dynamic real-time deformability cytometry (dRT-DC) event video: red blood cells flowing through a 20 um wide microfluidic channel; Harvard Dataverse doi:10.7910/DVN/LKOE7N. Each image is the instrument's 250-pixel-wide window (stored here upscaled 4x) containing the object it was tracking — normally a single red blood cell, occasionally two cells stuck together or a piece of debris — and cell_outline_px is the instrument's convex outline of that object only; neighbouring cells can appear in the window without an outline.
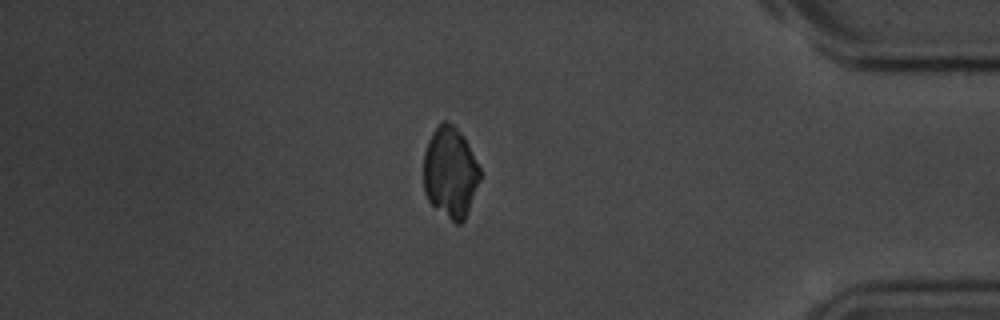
{"species": "common noctule bat (a hibernating species)", "species_latin": "Nyctalus noctula", "temperature_condition": "room temperature", "stored_images_in_passage": 40, "camera_frame_rate_fps": 3000, "um_per_image_px": 0.085, "animal": {"sex": "male", "body_mass_g": 20.1, "forearm_length_mm": 53.5}, "frame": {"image": 1, "passage_image": 32, "time_ms": 10.333, "image_size_px": [1000, 320], "cell_outline_px": [[480, 180], [468, 212], [464, 220], [460, 224], [456, 224], [432, 204], [428, 200], [424, 192], [424, 152], [428, 140], [432, 132], [440, 120], [448, 120], [464, 136], [480, 168]], "centroid_in_image_um": [38.27, 14.62], "position_along_channel_um": 396.9, "area_um2": 30.0}}
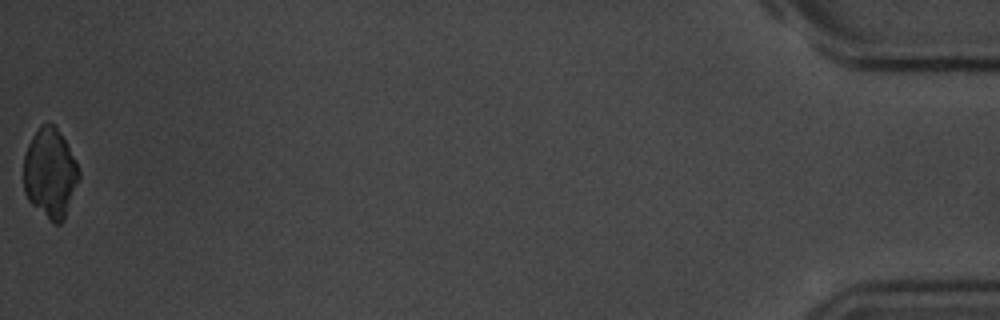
{"frame": {"image": 2, "passage_image": 40, "time_ms": 13.0, "image_size_px": [1000, 320], "cell_outline_px": [[80, 176], [64, 220], [60, 224], [52, 224], [28, 200], [24, 192], [24, 156], [28, 144], [32, 136], [40, 124], [52, 124], [56, 128], [64, 140], [76, 160], [80, 172]], "centroid_in_image_um": [4.25, 14.75], "position_along_channel_um": 430.9, "area_um2": 28.84}}